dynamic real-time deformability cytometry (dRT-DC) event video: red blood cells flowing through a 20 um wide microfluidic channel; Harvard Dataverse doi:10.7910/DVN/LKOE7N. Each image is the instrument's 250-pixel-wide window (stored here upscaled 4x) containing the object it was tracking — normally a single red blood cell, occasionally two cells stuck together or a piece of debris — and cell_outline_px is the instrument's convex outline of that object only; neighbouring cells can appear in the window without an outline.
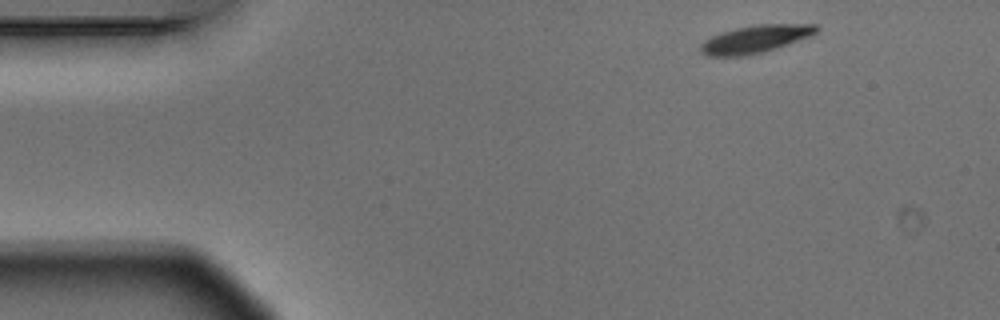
{"species": "Egyptian fruit bat (a non-hibernating species)", "species_latin": "Rousettus aegyptiacus", "temperature_condition": "warm", "stored_images_in_passage": 4, "camera_frame_rate_fps": 3000, "um_per_image_px": 0.085, "animal": {"sex": "male"}, "frame": {"image": 1, "passage_image": 1, "time_ms": 0.0, "image_size_px": [1000, 320], "cell_outline_px": [[820, 28], [812, 36], [764, 52], [744, 56], [708, 56], [700, 52], [700, 44], [704, 40], [720, 32], [736, 28], [760, 24], [816, 24]], "centroid_in_image_um": [64.21, 3.32], "position_along_channel_um": 20.8, "area_um2": 18.79}}